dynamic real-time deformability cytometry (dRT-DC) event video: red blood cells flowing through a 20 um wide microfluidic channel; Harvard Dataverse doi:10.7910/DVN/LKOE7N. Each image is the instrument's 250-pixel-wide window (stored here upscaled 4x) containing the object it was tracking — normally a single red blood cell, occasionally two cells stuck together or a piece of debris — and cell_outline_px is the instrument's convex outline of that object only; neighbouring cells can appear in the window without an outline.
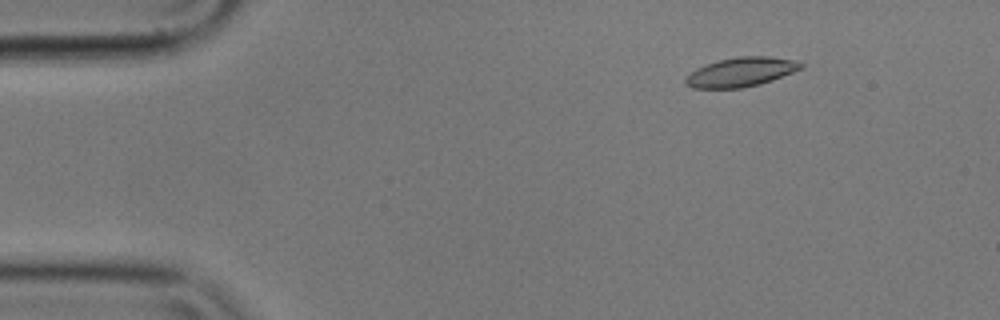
{"species": "common noctule bat (a hibernating species)", "species_latin": "Nyctalus noctula", "temperature_condition": "cold", "stored_images_in_passage": 57, "camera_frame_rate_fps": 3000, "um_per_image_px": 0.085, "animal": {"sex": "male", "body_mass_g": 17.9}, "frame": {"image": 1, "passage_image": 8, "time_ms": 2.333, "image_size_px": [1000, 320], "cell_outline_px": [[804, 68], [772, 80], [760, 84], [744, 88], [692, 88], [684, 84], [684, 76], [696, 68], [704, 64], [716, 60], [740, 56], [768, 56], [796, 60], [804, 64]], "centroid_in_image_um": [62.95, 6.12], "position_along_channel_um": 22.0, "area_um2": 20.06}}
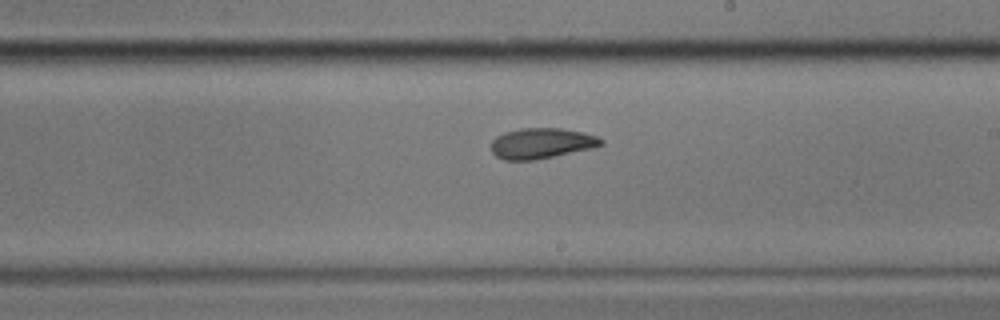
{"frame": {"image": 2, "passage_image": 33, "time_ms": 10.667, "image_size_px": [1000, 320], "cell_outline_px": [[604, 144], [596, 148], [536, 160], [504, 160], [496, 156], [492, 152], [492, 140], [496, 136], [504, 132], [520, 128], [560, 128], [580, 132], [596, 136], [604, 140]], "centroid_in_image_um": [46.04, 12.19], "position_along_channel_um": 243.0, "area_um2": 19.77}}
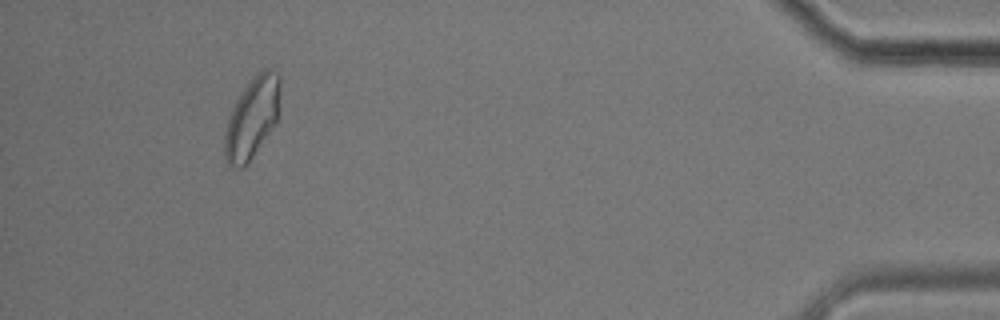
{"frame": {"image": 3, "passage_image": 53, "time_ms": 17.333, "image_size_px": [1000, 320], "cell_outline_px": [[280, 108], [276, 124], [248, 164], [244, 168], [228, 168], [224, 156], [224, 132], [228, 116], [236, 100], [252, 76], [264, 68], [272, 68], [280, 76]], "centroid_in_image_um": [21.43, 10.04], "position_along_channel_um": 413.8, "area_um2": 27.05}, "authors_computed_cell_mechanics": {"area_um2": 19.7676, "velocity_mm_per_s": 3.5339, "shape_relaxation_time_tau1_ms": 3.7857, "shape_relaxation_time_tau2_ms": 4.6074, "deformation_change_tau1": 0.1335, "deformation_change_tau2": 0.1007}}